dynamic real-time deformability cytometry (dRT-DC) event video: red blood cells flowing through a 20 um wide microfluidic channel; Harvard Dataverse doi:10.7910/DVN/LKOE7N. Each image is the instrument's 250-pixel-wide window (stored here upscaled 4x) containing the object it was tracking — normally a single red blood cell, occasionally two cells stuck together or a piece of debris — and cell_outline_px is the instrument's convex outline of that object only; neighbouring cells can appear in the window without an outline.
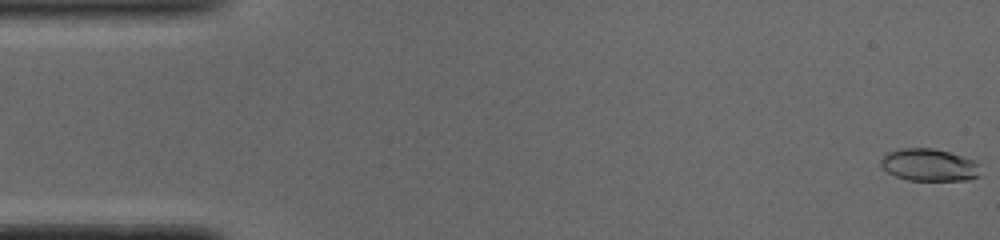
{"species": "common noctule bat (a hibernating species)", "species_latin": "Nyctalus noctula", "temperature_condition": "cold", "stored_images_in_passage": 51, "camera_frame_rate_fps": 3000, "um_per_image_px": 0.085, "animal": {"sex": "male", "body_mass_g": 19.0, "forearm_length_mm": 50.8}, "frame": {"image": 1, "passage_image": 1, "time_ms": 0.0, "image_size_px": [1000, 240], "cell_outline_px": [[980, 176], [968, 180], [908, 180], [896, 176], [888, 172], [880, 164], [880, 160], [888, 152], [900, 148], [932, 148], [948, 152], [976, 160]], "centroid_in_image_um": [78.98, 14.02], "position_along_channel_um": 6.0, "area_um2": 18.67}}
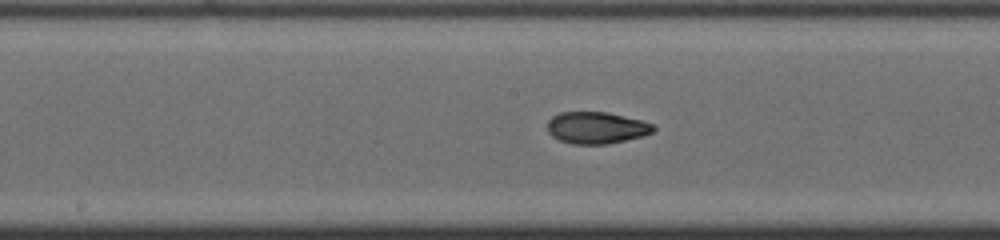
{"frame": {"image": 2, "passage_image": 26, "time_ms": 8.333, "image_size_px": [1000, 240], "cell_outline_px": [[656, 128], [652, 132], [644, 136], [608, 144], [572, 144], [560, 140], [552, 136], [548, 132], [548, 120], [552, 116], [560, 112], [608, 112], [640, 120], [652, 124]], "centroid_in_image_um": [50.69, 10.86], "position_along_channel_um": 197.5, "area_um2": 19.65}}
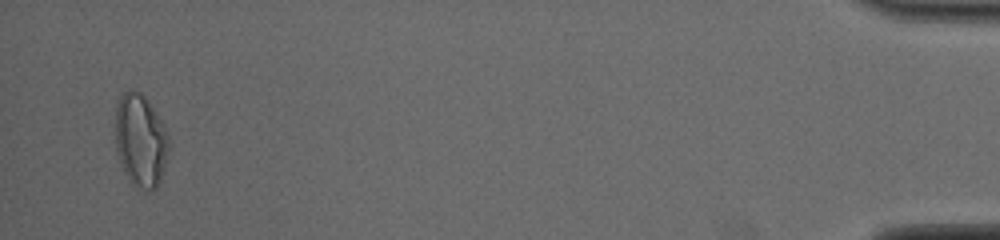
{"frame": {"image": 3, "passage_image": 50, "time_ms": 16.333, "image_size_px": [1000, 240], "cell_outline_px": [[168, 152], [160, 180], [156, 188], [152, 192], [140, 192], [128, 180], [120, 164], [116, 152], [116, 100], [124, 92], [140, 92], [148, 100], [156, 112], [168, 136]], "centroid_in_image_um": [11.92, 12.01], "position_along_channel_um": 423.3, "area_um2": 29.07}, "authors_computed_cell_mechanics": {"area_um2": 19.7676, "velocity_mm_per_s": 3.9185, "shape_relaxation_time_tau1_ms": 11.0375, "shape_relaxation_time_tau2_ms": 1.7063, "deformation_change_tau1": 0.3002, "deformation_change_tau2": 0.0557}}